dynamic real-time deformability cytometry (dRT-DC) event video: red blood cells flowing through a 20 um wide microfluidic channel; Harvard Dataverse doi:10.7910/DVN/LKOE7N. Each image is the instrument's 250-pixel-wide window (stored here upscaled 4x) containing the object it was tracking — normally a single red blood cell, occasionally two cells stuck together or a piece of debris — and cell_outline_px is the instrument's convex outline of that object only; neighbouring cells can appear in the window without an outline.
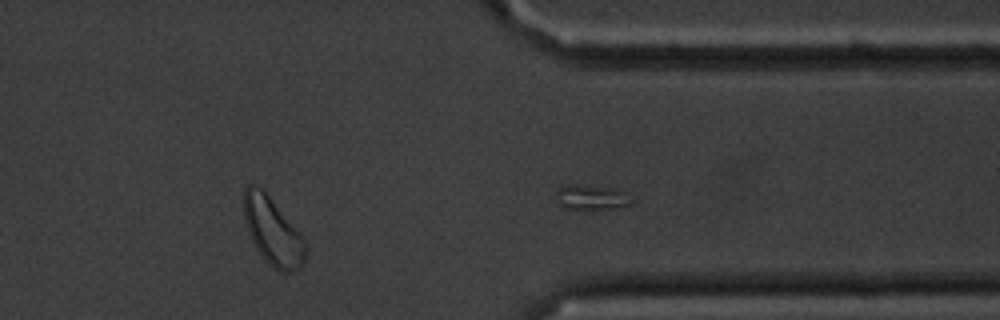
{"species": "common noctule bat (a hibernating species)", "species_latin": "Nyctalus noctula", "temperature_condition": "cold", "stored_images_in_passage": 52, "segment_of_instrument_passage": [2, 3], "camera_frame_rate_fps": 3000, "um_per_image_px": 0.085, "animal": {"sex": "male", "body_mass_g": 20.1, "forearm_length_mm": 53.5}, "frame": {"image": 1, "passage_image": 36, "time_ms": 11.667, "image_size_px": [1000, 320], "cell_outline_px": [[636, 200], [632, 204], [608, 208], [564, 208], [556, 200], [556, 192], [560, 188], [568, 184], [572, 184], [620, 188]], "centroid_in_image_um": [50.34, 16.74], "position_along_channel_um": 361.1, "area_um2": 10.98}}
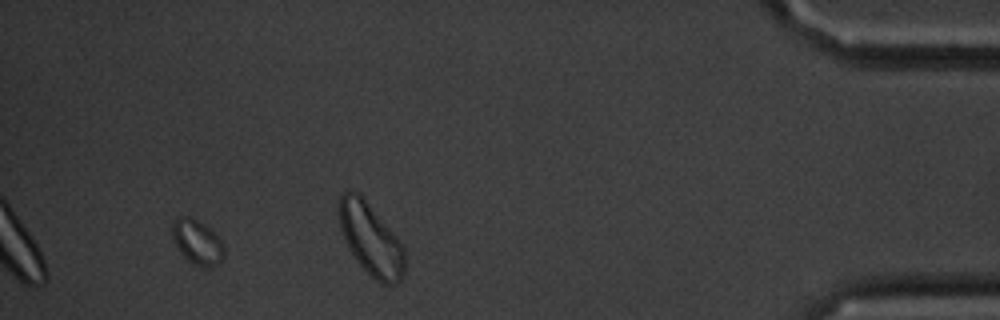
{"frame": {"image": 2, "passage_image": 48, "time_ms": 15.667, "image_size_px": [1000, 320], "cell_outline_px": [[224, 256], [216, 264], [208, 268], [204, 268], [188, 260], [180, 252], [172, 236], [172, 220], [176, 216], [188, 216], [204, 224], [224, 244]], "centroid_in_image_um": [16.74, 20.56], "position_along_channel_um": 418.5, "area_um2": 13.29}}